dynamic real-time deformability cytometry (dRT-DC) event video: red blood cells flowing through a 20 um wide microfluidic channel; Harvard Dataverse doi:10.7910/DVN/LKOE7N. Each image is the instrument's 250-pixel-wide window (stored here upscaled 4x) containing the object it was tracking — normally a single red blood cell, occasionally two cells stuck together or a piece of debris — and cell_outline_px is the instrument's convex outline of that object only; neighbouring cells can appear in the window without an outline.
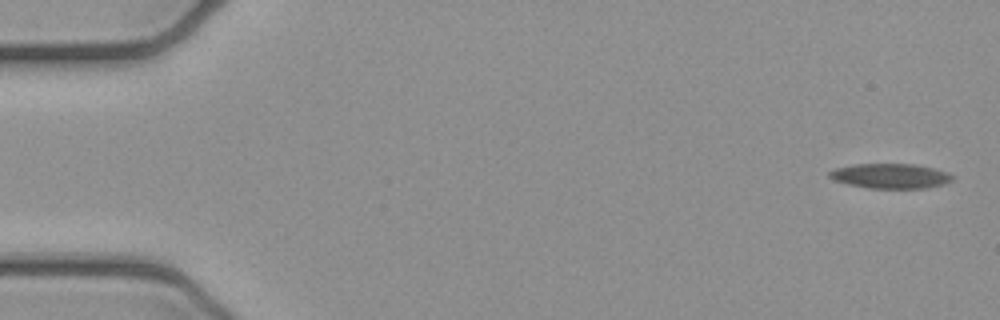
{"species": "common noctule bat (a hibernating species)", "species_latin": "Nyctalus noctula", "temperature_condition": "cold", "stored_images_in_passage": 6, "segment_of_instrument_passage": [1, 2], "camera_frame_rate_fps": 3000, "um_per_image_px": 0.085, "animal": {"sex": "female", "body_mass_g": 21.9}, "frame": {"image": 1, "passage_image": 1, "time_ms": 0.0, "image_size_px": [1000, 320], "cell_outline_px": [[956, 176], [952, 180], [944, 184], [928, 188], [868, 188], [848, 184], [832, 180], [828, 176], [828, 172], [836, 168], [856, 164], [916, 164], [948, 172]], "centroid_in_image_um": [75.7, 14.96], "position_along_channel_um": 9.3, "area_um2": 17.92}}